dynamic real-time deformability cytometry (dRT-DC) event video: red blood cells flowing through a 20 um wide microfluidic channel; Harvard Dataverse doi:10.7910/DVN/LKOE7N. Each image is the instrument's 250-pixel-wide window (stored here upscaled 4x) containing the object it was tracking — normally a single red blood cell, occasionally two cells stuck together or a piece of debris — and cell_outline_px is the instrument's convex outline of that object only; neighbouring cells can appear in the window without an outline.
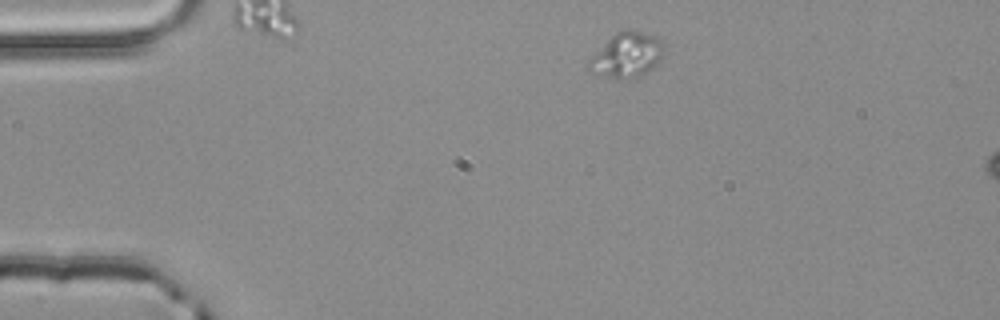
{"species": "common noctule bat (a hibernating species)", "species_latin": "Nyctalus noctula", "temperature_condition": "room temperature", "stored_images_in_passage": 3, "segment_of_instrument_passage": [1, 2], "camera_frame_rate_fps": 3000, "um_per_image_px": 0.085, "animal": {"sex": "male", "body_mass_g": 20.4}, "frame": {"image": 1, "passage_image": 1, "time_ms": 0.0, "image_size_px": [1000, 320], "cell_outline_px": [[668, 44], [664, 56], [656, 64], [640, 76], [608, 76], [592, 72], [588, 68], [588, 60], [616, 32], [624, 28], [632, 28], [660, 36]], "centroid_in_image_um": [53.4, 4.57], "position_along_channel_um": 31.6, "area_um2": 19.71}}